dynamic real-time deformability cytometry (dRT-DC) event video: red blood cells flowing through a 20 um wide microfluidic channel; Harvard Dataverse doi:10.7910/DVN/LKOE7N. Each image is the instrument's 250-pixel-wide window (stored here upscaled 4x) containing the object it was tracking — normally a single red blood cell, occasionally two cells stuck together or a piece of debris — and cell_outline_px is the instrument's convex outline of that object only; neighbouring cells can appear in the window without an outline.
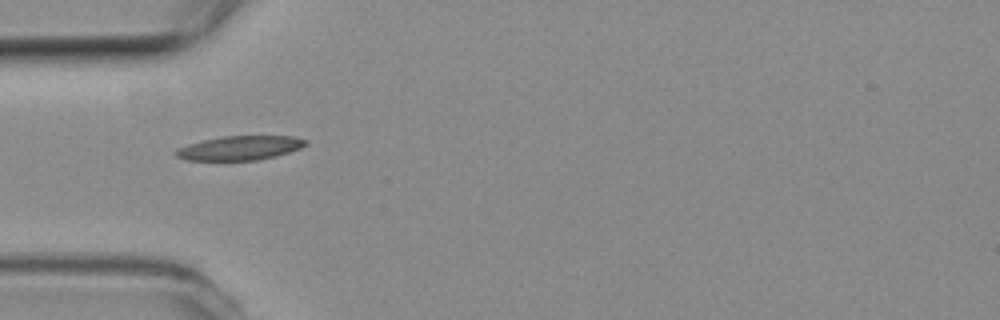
{"species": "common noctule bat (a hibernating species)", "species_latin": "Nyctalus noctula", "temperature_condition": "room temperature", "stored_images_in_passage": 38, "camera_frame_rate_fps": 3000, "um_per_image_px": 0.085, "animal": {"sex": "female", "body_mass_g": 19.3, "forearm_length_mm": 54.1}, "frame": {"image": 1, "passage_image": 1, "time_ms": 0.0, "image_size_px": [1000, 320], "cell_outline_px": [[308, 144], [300, 148], [276, 156], [256, 160], [184, 160], [176, 156], [172, 152], [176, 148], [188, 144], [204, 140], [224, 136], [292, 136], [308, 140]], "centroid_in_image_um": [20.36, 12.58], "position_along_channel_um": 64.6, "area_um2": 18.32}}
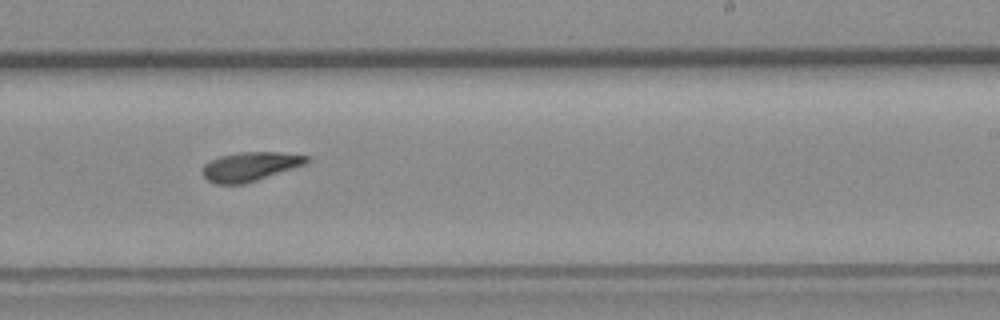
{"frame": {"image": 2, "passage_image": 17, "time_ms": 5.333, "image_size_px": [1000, 320], "cell_outline_px": [[308, 164], [244, 184], [216, 184], [208, 180], [204, 176], [204, 164], [208, 160], [220, 156], [240, 152], [280, 152], [308, 156]], "centroid_in_image_um": [21.28, 14.15], "position_along_channel_um": 267.7, "area_um2": 17.63}}
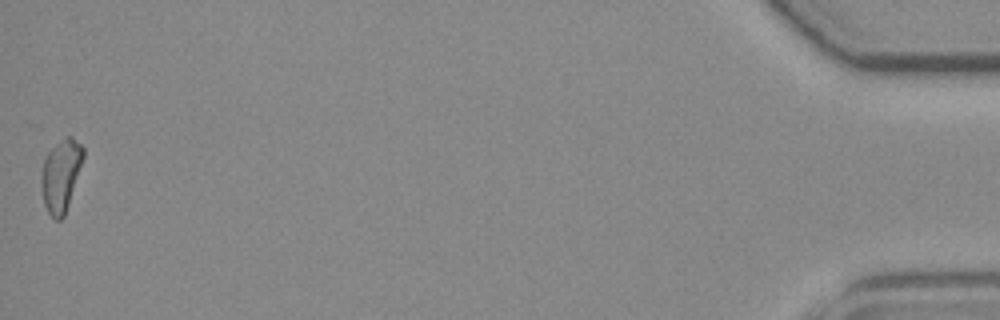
{"frame": {"image": 3, "passage_image": 38, "time_ms": 12.333, "image_size_px": [1000, 320], "cell_outline_px": [[84, 156], [64, 216], [60, 220], [56, 220], [48, 212], [44, 204], [40, 180], [44, 160], [48, 152], [56, 144], [68, 136], [72, 136], [84, 148]], "centroid_in_image_um": [5.17, 14.9], "position_along_channel_um": 430.0, "area_um2": 17.22}, "authors_computed_cell_mechanics": {"area_um2": 17.5134, "velocity_mm_per_s": 3.8051, "shape_relaxation_time_tau1_ms": null, "shape_relaxation_time_tau2_ms": 6.5968, "deformation_change_tau1": null, "deformation_change_tau2": 0.1611}}